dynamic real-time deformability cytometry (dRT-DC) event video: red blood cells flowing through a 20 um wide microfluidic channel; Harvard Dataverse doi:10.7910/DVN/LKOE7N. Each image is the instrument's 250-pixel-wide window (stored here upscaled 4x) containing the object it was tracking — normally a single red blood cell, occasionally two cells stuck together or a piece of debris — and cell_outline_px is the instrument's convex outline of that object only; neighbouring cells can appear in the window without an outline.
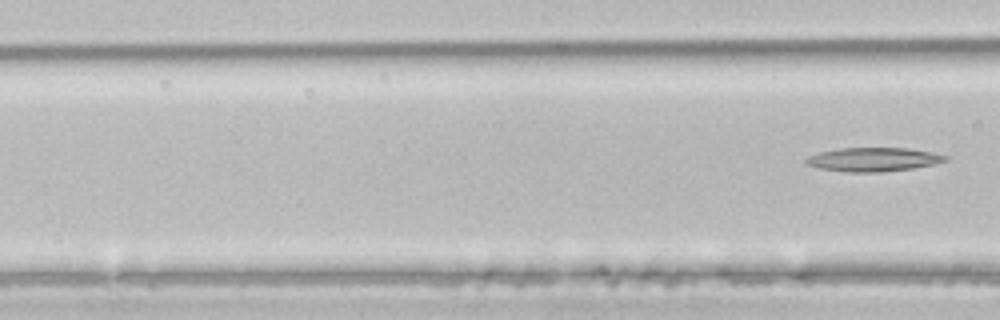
{"species": "common noctule bat (a hibernating species)", "species_latin": "Nyctalus noctula", "temperature_condition": "room temperature", "stored_images_in_passage": 6, "segment_of_instrument_passage": [2, 2], "camera_frame_rate_fps": 3000, "um_per_image_px": 0.085, "animal": {"sex": "male", "body_mass_g": 21.5, "forearm_length_mm": 52.0}, "frame": {"image": 1, "passage_image": 6, "time_ms": 1.667, "image_size_px": [1000, 320], "cell_outline_px": [[948, 160], [932, 164], [912, 168], [880, 172], [848, 172], [820, 168], [808, 164], [804, 160], [808, 156], [820, 152], [840, 148], [908, 148], [932, 152], [948, 156]], "centroid_in_image_um": [74.24, 13.55], "position_along_channel_um": 92.4, "area_um2": 19.13}}